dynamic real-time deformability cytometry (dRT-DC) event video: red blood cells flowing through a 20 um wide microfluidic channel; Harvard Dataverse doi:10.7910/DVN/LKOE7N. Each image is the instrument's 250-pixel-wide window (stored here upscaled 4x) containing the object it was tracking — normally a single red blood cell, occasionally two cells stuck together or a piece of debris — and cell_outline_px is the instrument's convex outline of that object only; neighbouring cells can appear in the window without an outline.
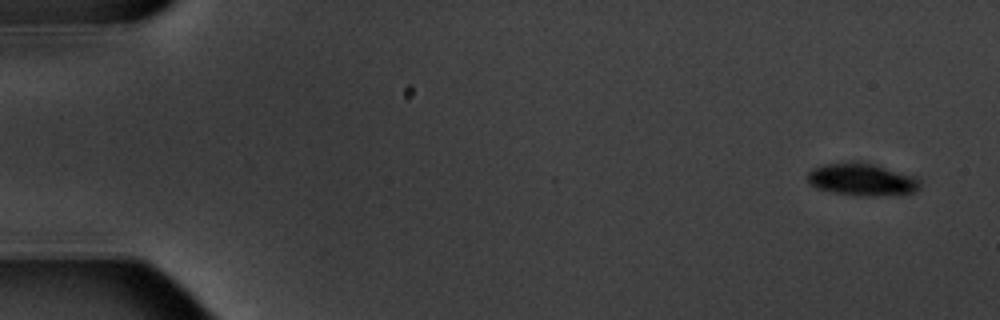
{"species": "common noctule bat (a hibernating species)", "species_latin": "Nyctalus noctula", "temperature_condition": "warm", "stored_images_in_passage": 6, "camera_frame_rate_fps": 3000, "um_per_image_px": 0.085, "animal": {"sex": "male", "body_mass_g": 20.1, "forearm_length_mm": 53.5}, "frame": {"image": 1, "passage_image": 1, "time_ms": 0.0, "image_size_px": [1000, 320], "cell_outline_px": [[920, 188], [916, 192], [896, 196], [860, 196], [832, 192], [816, 188], [808, 184], [808, 172], [812, 168], [824, 164], [872, 164], [916, 176], [920, 180]], "centroid_in_image_um": [73.32, 15.31], "position_along_channel_um": 11.7, "area_um2": 21.1}}